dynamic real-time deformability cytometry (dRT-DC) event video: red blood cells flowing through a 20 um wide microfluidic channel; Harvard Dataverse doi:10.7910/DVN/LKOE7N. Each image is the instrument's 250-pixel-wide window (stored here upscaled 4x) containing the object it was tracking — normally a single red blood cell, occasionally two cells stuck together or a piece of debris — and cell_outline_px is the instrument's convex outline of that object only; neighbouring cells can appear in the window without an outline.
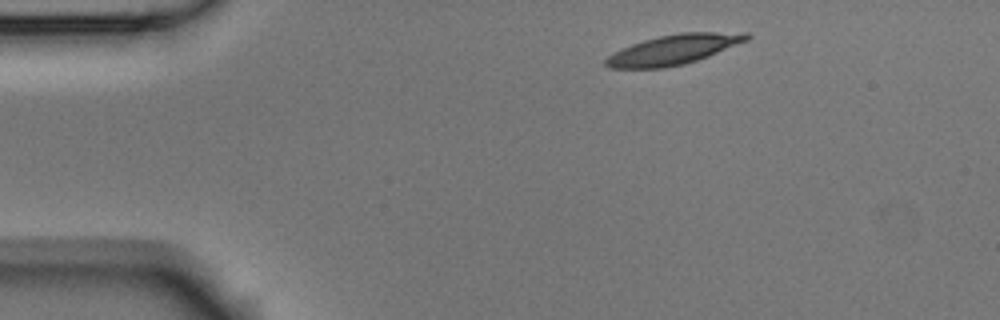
{"species": "Egyptian fruit bat (a non-hibernating species)", "species_latin": "Rousettus aegyptiacus", "temperature_condition": "room temperature", "stored_images_in_passage": 3, "camera_frame_rate_fps": 3000, "um_per_image_px": 0.085, "animal": {"sex": "male"}, "frame": {"image": 1, "passage_image": 1, "time_ms": 0.0, "image_size_px": [1000, 320], "cell_outline_px": [[752, 36], [748, 40], [708, 56], [684, 64], [664, 68], [612, 68], [604, 64], [604, 60], [612, 52], [632, 44], [644, 40], [660, 36], [680, 32], [748, 32]], "centroid_in_image_um": [57.27, 4.2], "position_along_channel_um": 27.7, "area_um2": 24.45}}
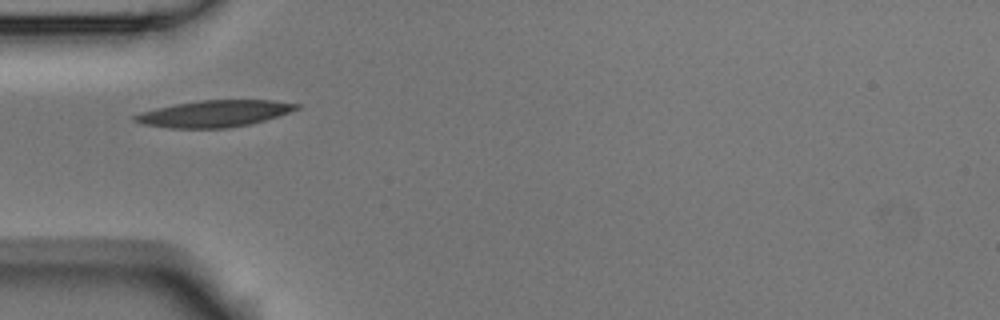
{"frame": {"image": 2, "passage_image": 3, "time_ms": 0.667, "image_size_px": [1000, 320], "cell_outline_px": [[304, 104], [300, 108], [280, 116], [252, 124], [228, 128], [168, 128], [140, 124], [132, 120], [132, 116], [140, 112], [156, 108], [176, 104], [200, 100], [276, 100]], "centroid_in_image_um": [18.26, 9.66], "position_along_channel_um": 66.7, "area_um2": 25.55}}